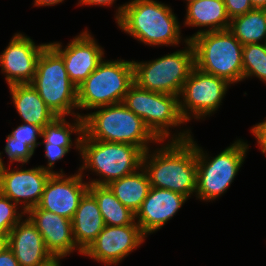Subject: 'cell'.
<instances>
[{"mask_svg":"<svg viewBox=\"0 0 266 266\" xmlns=\"http://www.w3.org/2000/svg\"><path fill=\"white\" fill-rule=\"evenodd\" d=\"M153 152L148 149L142 158L150 186L183 194L196 193V141L192 135L184 141H167Z\"/></svg>","mask_w":266,"mask_h":266,"instance_id":"cell-1","label":"cell"},{"mask_svg":"<svg viewBox=\"0 0 266 266\" xmlns=\"http://www.w3.org/2000/svg\"><path fill=\"white\" fill-rule=\"evenodd\" d=\"M116 23L125 33L153 46H178L181 26L170 6L156 0H131L116 10Z\"/></svg>","mask_w":266,"mask_h":266,"instance_id":"cell-2","label":"cell"},{"mask_svg":"<svg viewBox=\"0 0 266 266\" xmlns=\"http://www.w3.org/2000/svg\"><path fill=\"white\" fill-rule=\"evenodd\" d=\"M82 117L84 134L89 139L136 145L144 153L150 149L149 143H161L145 122L122 102L98 107Z\"/></svg>","mask_w":266,"mask_h":266,"instance_id":"cell-3","label":"cell"},{"mask_svg":"<svg viewBox=\"0 0 266 266\" xmlns=\"http://www.w3.org/2000/svg\"><path fill=\"white\" fill-rule=\"evenodd\" d=\"M122 103L139 116L163 143L167 138L169 141H184L191 137L190 129L177 132L173 136L170 134L172 131L169 128L180 127L186 123L180 113L179 96L150 91L133 83Z\"/></svg>","mask_w":266,"mask_h":266,"instance_id":"cell-4","label":"cell"},{"mask_svg":"<svg viewBox=\"0 0 266 266\" xmlns=\"http://www.w3.org/2000/svg\"><path fill=\"white\" fill-rule=\"evenodd\" d=\"M144 152L136 145L97 141L83 134L80 142V156L83 165L78 169L95 172L99 179L89 184L108 185L111 181L136 172L142 167ZM103 178V179H102Z\"/></svg>","mask_w":266,"mask_h":266,"instance_id":"cell-5","label":"cell"},{"mask_svg":"<svg viewBox=\"0 0 266 266\" xmlns=\"http://www.w3.org/2000/svg\"><path fill=\"white\" fill-rule=\"evenodd\" d=\"M189 41L197 69L230 84L243 81V45L228 29L202 32Z\"/></svg>","mask_w":266,"mask_h":266,"instance_id":"cell-6","label":"cell"},{"mask_svg":"<svg viewBox=\"0 0 266 266\" xmlns=\"http://www.w3.org/2000/svg\"><path fill=\"white\" fill-rule=\"evenodd\" d=\"M30 84L57 117H82V114L74 112L78 109L77 86L70 80L62 56L49 43L38 57Z\"/></svg>","mask_w":266,"mask_h":266,"instance_id":"cell-7","label":"cell"},{"mask_svg":"<svg viewBox=\"0 0 266 266\" xmlns=\"http://www.w3.org/2000/svg\"><path fill=\"white\" fill-rule=\"evenodd\" d=\"M134 83L132 61L105 59L77 86L78 110L121 103Z\"/></svg>","mask_w":266,"mask_h":266,"instance_id":"cell-8","label":"cell"},{"mask_svg":"<svg viewBox=\"0 0 266 266\" xmlns=\"http://www.w3.org/2000/svg\"><path fill=\"white\" fill-rule=\"evenodd\" d=\"M185 48L152 61L132 60L134 83L139 87L160 93L179 96L184 82L195 67L192 43L184 39Z\"/></svg>","mask_w":266,"mask_h":266,"instance_id":"cell-9","label":"cell"},{"mask_svg":"<svg viewBox=\"0 0 266 266\" xmlns=\"http://www.w3.org/2000/svg\"><path fill=\"white\" fill-rule=\"evenodd\" d=\"M248 149L247 142L238 139L211 159L196 143V198L210 202L224 194L245 161Z\"/></svg>","mask_w":266,"mask_h":266,"instance_id":"cell-10","label":"cell"},{"mask_svg":"<svg viewBox=\"0 0 266 266\" xmlns=\"http://www.w3.org/2000/svg\"><path fill=\"white\" fill-rule=\"evenodd\" d=\"M230 85L227 80L194 67L179 95V109L186 123L193 117L200 120L212 115L220 107Z\"/></svg>","mask_w":266,"mask_h":266,"instance_id":"cell-11","label":"cell"},{"mask_svg":"<svg viewBox=\"0 0 266 266\" xmlns=\"http://www.w3.org/2000/svg\"><path fill=\"white\" fill-rule=\"evenodd\" d=\"M145 237L147 236L138 224L105 225L82 255L101 262L105 266L116 265L140 247L145 241Z\"/></svg>","mask_w":266,"mask_h":266,"instance_id":"cell-12","label":"cell"},{"mask_svg":"<svg viewBox=\"0 0 266 266\" xmlns=\"http://www.w3.org/2000/svg\"><path fill=\"white\" fill-rule=\"evenodd\" d=\"M5 165L0 173V193L26 213L36 207L51 173L40 166L32 169H11Z\"/></svg>","mask_w":266,"mask_h":266,"instance_id":"cell-13","label":"cell"},{"mask_svg":"<svg viewBox=\"0 0 266 266\" xmlns=\"http://www.w3.org/2000/svg\"><path fill=\"white\" fill-rule=\"evenodd\" d=\"M47 44L36 45L29 36L22 33L13 35L0 54L1 72L6 76L8 86L33 81L38 57Z\"/></svg>","mask_w":266,"mask_h":266,"instance_id":"cell-14","label":"cell"},{"mask_svg":"<svg viewBox=\"0 0 266 266\" xmlns=\"http://www.w3.org/2000/svg\"><path fill=\"white\" fill-rule=\"evenodd\" d=\"M61 56L70 80L79 86L105 58L104 51L88 30L71 40L65 48L61 42L49 43Z\"/></svg>","mask_w":266,"mask_h":266,"instance_id":"cell-15","label":"cell"},{"mask_svg":"<svg viewBox=\"0 0 266 266\" xmlns=\"http://www.w3.org/2000/svg\"><path fill=\"white\" fill-rule=\"evenodd\" d=\"M65 175H50L37 206L72 220L78 204L89 190V183L84 182V175L80 171L68 177Z\"/></svg>","mask_w":266,"mask_h":266,"instance_id":"cell-16","label":"cell"},{"mask_svg":"<svg viewBox=\"0 0 266 266\" xmlns=\"http://www.w3.org/2000/svg\"><path fill=\"white\" fill-rule=\"evenodd\" d=\"M25 215L42 235L45 247L54 259H63L75 250L83 254L74 242L70 219L38 206L29 209Z\"/></svg>","mask_w":266,"mask_h":266,"instance_id":"cell-17","label":"cell"},{"mask_svg":"<svg viewBox=\"0 0 266 266\" xmlns=\"http://www.w3.org/2000/svg\"><path fill=\"white\" fill-rule=\"evenodd\" d=\"M188 200L183 194L150 187L147 197L135 214V221L147 236L161 229Z\"/></svg>","mask_w":266,"mask_h":266,"instance_id":"cell-18","label":"cell"},{"mask_svg":"<svg viewBox=\"0 0 266 266\" xmlns=\"http://www.w3.org/2000/svg\"><path fill=\"white\" fill-rule=\"evenodd\" d=\"M8 247L20 266H45L54 260L42 235L28 217L22 218L8 233Z\"/></svg>","mask_w":266,"mask_h":266,"instance_id":"cell-19","label":"cell"},{"mask_svg":"<svg viewBox=\"0 0 266 266\" xmlns=\"http://www.w3.org/2000/svg\"><path fill=\"white\" fill-rule=\"evenodd\" d=\"M71 221L74 242L84 252L105 226L97 201L89 190L82 197Z\"/></svg>","mask_w":266,"mask_h":266,"instance_id":"cell-20","label":"cell"},{"mask_svg":"<svg viewBox=\"0 0 266 266\" xmlns=\"http://www.w3.org/2000/svg\"><path fill=\"white\" fill-rule=\"evenodd\" d=\"M9 89L12 103L23 123L43 128L57 117L30 83L13 84L9 86Z\"/></svg>","mask_w":266,"mask_h":266,"instance_id":"cell-21","label":"cell"},{"mask_svg":"<svg viewBox=\"0 0 266 266\" xmlns=\"http://www.w3.org/2000/svg\"><path fill=\"white\" fill-rule=\"evenodd\" d=\"M184 25L189 27H204L187 39L197 34L209 31L227 30L230 25L226 6L223 0H197L186 5Z\"/></svg>","mask_w":266,"mask_h":266,"instance_id":"cell-22","label":"cell"},{"mask_svg":"<svg viewBox=\"0 0 266 266\" xmlns=\"http://www.w3.org/2000/svg\"><path fill=\"white\" fill-rule=\"evenodd\" d=\"M107 186L115 197L135 214L140 209L151 187L143 167L130 175L111 181Z\"/></svg>","mask_w":266,"mask_h":266,"instance_id":"cell-23","label":"cell"},{"mask_svg":"<svg viewBox=\"0 0 266 266\" xmlns=\"http://www.w3.org/2000/svg\"><path fill=\"white\" fill-rule=\"evenodd\" d=\"M89 191L97 201L105 225L124 226L137 224L135 213L125 207L107 185L89 184Z\"/></svg>","mask_w":266,"mask_h":266,"instance_id":"cell-24","label":"cell"},{"mask_svg":"<svg viewBox=\"0 0 266 266\" xmlns=\"http://www.w3.org/2000/svg\"><path fill=\"white\" fill-rule=\"evenodd\" d=\"M228 30L242 45L264 43L266 39V9L254 8L230 20Z\"/></svg>","mask_w":266,"mask_h":266,"instance_id":"cell-25","label":"cell"},{"mask_svg":"<svg viewBox=\"0 0 266 266\" xmlns=\"http://www.w3.org/2000/svg\"><path fill=\"white\" fill-rule=\"evenodd\" d=\"M72 133L78 134L74 145L80 153V142L84 134V119L81 116H75L74 123H69L65 117H56L43 127L41 138L48 144L66 147L70 151L74 143Z\"/></svg>","mask_w":266,"mask_h":266,"instance_id":"cell-26","label":"cell"},{"mask_svg":"<svg viewBox=\"0 0 266 266\" xmlns=\"http://www.w3.org/2000/svg\"><path fill=\"white\" fill-rule=\"evenodd\" d=\"M243 80L252 76L266 83V47L264 43L243 45Z\"/></svg>","mask_w":266,"mask_h":266,"instance_id":"cell-27","label":"cell"},{"mask_svg":"<svg viewBox=\"0 0 266 266\" xmlns=\"http://www.w3.org/2000/svg\"><path fill=\"white\" fill-rule=\"evenodd\" d=\"M18 206L0 193V234L8 235L12 228L24 217L25 213L17 211Z\"/></svg>","mask_w":266,"mask_h":266,"instance_id":"cell-28","label":"cell"},{"mask_svg":"<svg viewBox=\"0 0 266 266\" xmlns=\"http://www.w3.org/2000/svg\"><path fill=\"white\" fill-rule=\"evenodd\" d=\"M4 150L11 164L13 162H18L24 165L28 163L32 155H34V150L28 144L13 141V137L10 134L6 137V146Z\"/></svg>","mask_w":266,"mask_h":266,"instance_id":"cell-29","label":"cell"},{"mask_svg":"<svg viewBox=\"0 0 266 266\" xmlns=\"http://www.w3.org/2000/svg\"><path fill=\"white\" fill-rule=\"evenodd\" d=\"M42 130L43 128L40 126L23 123L16 129L14 128L10 135L13 137V141L24 142V144H28L35 151V148L40 145V142H37V138L42 137Z\"/></svg>","mask_w":266,"mask_h":266,"instance_id":"cell-30","label":"cell"},{"mask_svg":"<svg viewBox=\"0 0 266 266\" xmlns=\"http://www.w3.org/2000/svg\"><path fill=\"white\" fill-rule=\"evenodd\" d=\"M40 144H44L45 146V157L48 160L47 166H40L43 170L50 172L51 174H64L61 169L59 172L53 171L54 163L58 160H61L69 150L66 147L58 146L55 144H48L44 140L40 142Z\"/></svg>","mask_w":266,"mask_h":266,"instance_id":"cell-31","label":"cell"},{"mask_svg":"<svg viewBox=\"0 0 266 266\" xmlns=\"http://www.w3.org/2000/svg\"><path fill=\"white\" fill-rule=\"evenodd\" d=\"M226 6L228 17L233 19L234 17L243 15L250 10L254 9L250 0H223Z\"/></svg>","mask_w":266,"mask_h":266,"instance_id":"cell-32","label":"cell"},{"mask_svg":"<svg viewBox=\"0 0 266 266\" xmlns=\"http://www.w3.org/2000/svg\"><path fill=\"white\" fill-rule=\"evenodd\" d=\"M251 132L257 140L259 149L266 156V119L263 122L255 124L251 128Z\"/></svg>","mask_w":266,"mask_h":266,"instance_id":"cell-33","label":"cell"},{"mask_svg":"<svg viewBox=\"0 0 266 266\" xmlns=\"http://www.w3.org/2000/svg\"><path fill=\"white\" fill-rule=\"evenodd\" d=\"M0 266H20L9 247L0 254Z\"/></svg>","mask_w":266,"mask_h":266,"instance_id":"cell-34","label":"cell"},{"mask_svg":"<svg viewBox=\"0 0 266 266\" xmlns=\"http://www.w3.org/2000/svg\"><path fill=\"white\" fill-rule=\"evenodd\" d=\"M116 0H79L78 5L111 6Z\"/></svg>","mask_w":266,"mask_h":266,"instance_id":"cell-35","label":"cell"},{"mask_svg":"<svg viewBox=\"0 0 266 266\" xmlns=\"http://www.w3.org/2000/svg\"><path fill=\"white\" fill-rule=\"evenodd\" d=\"M64 0H34L35 6H52L62 3Z\"/></svg>","mask_w":266,"mask_h":266,"instance_id":"cell-36","label":"cell"},{"mask_svg":"<svg viewBox=\"0 0 266 266\" xmlns=\"http://www.w3.org/2000/svg\"><path fill=\"white\" fill-rule=\"evenodd\" d=\"M8 248V235L0 234V254Z\"/></svg>","mask_w":266,"mask_h":266,"instance_id":"cell-37","label":"cell"},{"mask_svg":"<svg viewBox=\"0 0 266 266\" xmlns=\"http://www.w3.org/2000/svg\"><path fill=\"white\" fill-rule=\"evenodd\" d=\"M254 8H265L266 0H250Z\"/></svg>","mask_w":266,"mask_h":266,"instance_id":"cell-38","label":"cell"},{"mask_svg":"<svg viewBox=\"0 0 266 266\" xmlns=\"http://www.w3.org/2000/svg\"><path fill=\"white\" fill-rule=\"evenodd\" d=\"M45 266H60V259H54L52 262L48 263Z\"/></svg>","mask_w":266,"mask_h":266,"instance_id":"cell-39","label":"cell"},{"mask_svg":"<svg viewBox=\"0 0 266 266\" xmlns=\"http://www.w3.org/2000/svg\"><path fill=\"white\" fill-rule=\"evenodd\" d=\"M4 161L2 160V155H1V152H0V173L2 171V167L4 166Z\"/></svg>","mask_w":266,"mask_h":266,"instance_id":"cell-40","label":"cell"},{"mask_svg":"<svg viewBox=\"0 0 266 266\" xmlns=\"http://www.w3.org/2000/svg\"><path fill=\"white\" fill-rule=\"evenodd\" d=\"M185 1H187V3H186V5H187V4L194 2V1H197V0H185Z\"/></svg>","mask_w":266,"mask_h":266,"instance_id":"cell-41","label":"cell"}]
</instances>
